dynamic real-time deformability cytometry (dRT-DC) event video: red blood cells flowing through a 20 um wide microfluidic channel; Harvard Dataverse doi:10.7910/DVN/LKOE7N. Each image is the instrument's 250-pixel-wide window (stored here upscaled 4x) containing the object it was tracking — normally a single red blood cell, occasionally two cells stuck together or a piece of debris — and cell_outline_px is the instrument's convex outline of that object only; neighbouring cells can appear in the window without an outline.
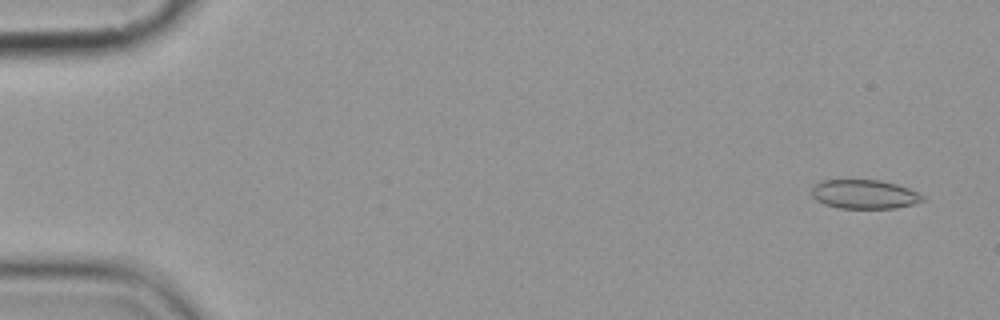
{"species": "common noctule bat (a hibernating species)", "species_latin": "Nyctalus noctula", "temperature_condition": "cold", "stored_images_in_passage": 4, "camera_frame_rate_fps": 3000, "um_per_image_px": 0.085, "animal": {"sex": "female", "body_mass_g": 19.9}, "frame": {"image": 1, "passage_image": 1, "time_ms": 0.0, "image_size_px": [1000, 320], "cell_outline_px": [[928, 200], [916, 204], [896, 208], [840, 208], [824, 204], [816, 200], [812, 196], [812, 188], [820, 180], [880, 180], [896, 184], [908, 188], [924, 196]], "centroid_in_image_um": [73.51, 16.52], "position_along_channel_um": 11.5, "area_um2": 18.9}}
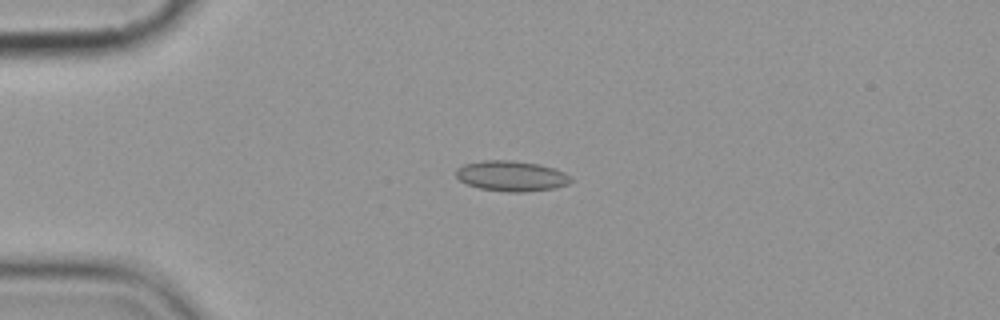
{"frame": {"image": 2, "passage_image": 4, "time_ms": 3.667, "image_size_px": [1000, 320], "cell_outline_px": [[572, 180], [568, 184], [552, 188], [524, 192], [508, 192], [480, 188], [468, 184], [460, 180], [456, 176], [456, 168], [464, 164], [484, 160], [512, 160], [536, 164], [552, 168], [564, 172]], "centroid_in_image_um": [43.43, 14.96], "position_along_channel_um": 41.6, "area_um2": 20.06}}